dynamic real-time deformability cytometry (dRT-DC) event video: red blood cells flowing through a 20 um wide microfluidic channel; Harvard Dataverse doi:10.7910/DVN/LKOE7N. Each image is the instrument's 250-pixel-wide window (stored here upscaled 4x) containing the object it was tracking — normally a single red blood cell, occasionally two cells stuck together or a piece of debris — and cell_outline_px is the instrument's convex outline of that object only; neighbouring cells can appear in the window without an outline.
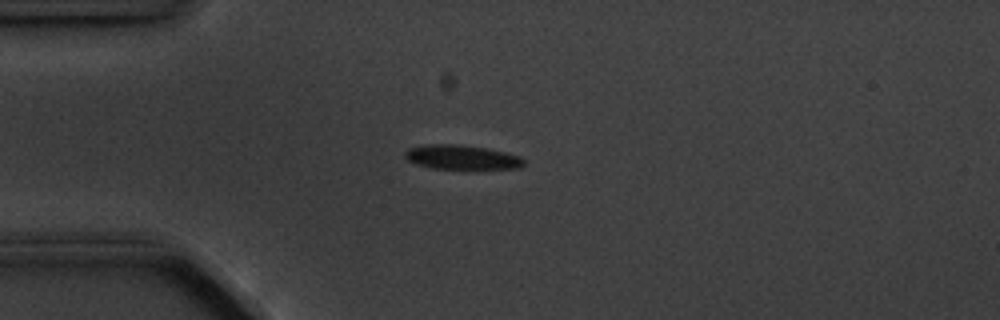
{"species": "common noctule bat (a hibernating species)", "species_latin": "Nyctalus noctula", "temperature_condition": "cold", "stored_images_in_passage": 1, "camera_frame_rate_fps": 3000, "um_per_image_px": 0.085, "animal": {"sex": "male", "body_mass_g": 20.1, "forearm_length_mm": 53.5}, "frame": {"image": 1, "passage_image": 1, "time_ms": 0.0, "image_size_px": [1000, 320], "cell_outline_px": [[524, 164], [520, 168], [432, 168], [416, 164], [408, 160], [404, 156], [404, 152], [408, 148], [428, 144], [460, 144], [488, 148], [520, 156], [524, 160]], "centroid_in_image_um": [39.22, 13.35], "position_along_channel_um": 45.8, "area_um2": 16.76}}